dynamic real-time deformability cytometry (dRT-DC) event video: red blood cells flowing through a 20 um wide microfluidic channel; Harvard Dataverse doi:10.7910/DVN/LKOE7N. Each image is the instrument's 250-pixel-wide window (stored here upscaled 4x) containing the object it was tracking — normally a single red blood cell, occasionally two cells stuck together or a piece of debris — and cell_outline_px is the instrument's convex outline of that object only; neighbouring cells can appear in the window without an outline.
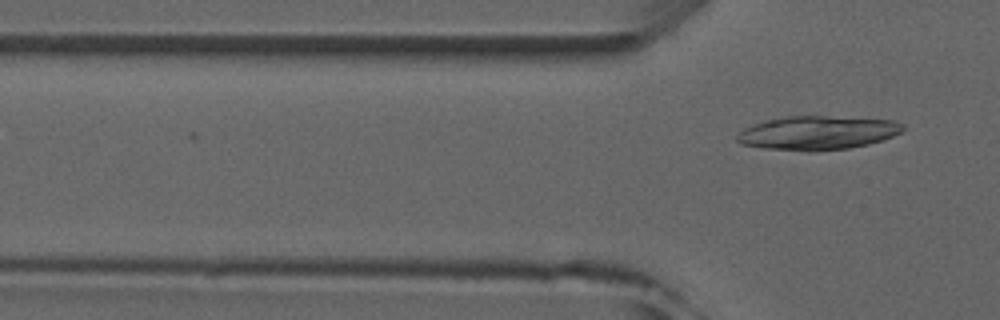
{"species": "common noctule bat (a hibernating species)", "species_latin": "Nyctalus noctula", "temperature_condition": "room temperature", "stored_images_in_passage": 4, "camera_frame_rate_fps": 3000, "um_per_image_px": 0.085, "animal": {"sex": "male", "forearm_length_mm": 52.5}, "frame": {"image": 1, "passage_image": 4, "time_ms": 3.667, "image_size_px": [1000, 320], "cell_outline_px": [[904, 128], [900, 132], [884, 140], [868, 144], [848, 148], [764, 148], [740, 144], [736, 140], [736, 136], [744, 128], [768, 120], [788, 116], [828, 116], [896, 120], [904, 124]], "centroid_in_image_um": [69.55, 11.24], "position_along_channel_um": 56.3, "area_um2": 31.5}}